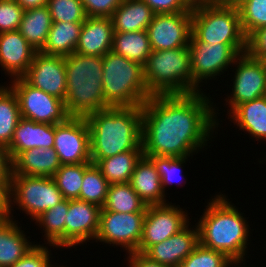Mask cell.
<instances>
[{"label":"cell","mask_w":266,"mask_h":267,"mask_svg":"<svg viewBox=\"0 0 266 267\" xmlns=\"http://www.w3.org/2000/svg\"><path fill=\"white\" fill-rule=\"evenodd\" d=\"M24 10L47 5L48 0H16Z\"/></svg>","instance_id":"cell-47"},{"label":"cell","mask_w":266,"mask_h":267,"mask_svg":"<svg viewBox=\"0 0 266 267\" xmlns=\"http://www.w3.org/2000/svg\"><path fill=\"white\" fill-rule=\"evenodd\" d=\"M188 157L190 156H149L157 168L164 192L166 187H168L167 185H172L174 182L178 181V178H182V175L179 172H181L182 164L186 162V159L188 160Z\"/></svg>","instance_id":"cell-39"},{"label":"cell","mask_w":266,"mask_h":267,"mask_svg":"<svg viewBox=\"0 0 266 267\" xmlns=\"http://www.w3.org/2000/svg\"><path fill=\"white\" fill-rule=\"evenodd\" d=\"M233 64L237 65V69L232 79V94L226 100L229 113L241 103L266 95V67L262 60L244 53Z\"/></svg>","instance_id":"cell-14"},{"label":"cell","mask_w":266,"mask_h":267,"mask_svg":"<svg viewBox=\"0 0 266 267\" xmlns=\"http://www.w3.org/2000/svg\"><path fill=\"white\" fill-rule=\"evenodd\" d=\"M83 22H53L43 48L45 55L68 56L75 52Z\"/></svg>","instance_id":"cell-27"},{"label":"cell","mask_w":266,"mask_h":267,"mask_svg":"<svg viewBox=\"0 0 266 267\" xmlns=\"http://www.w3.org/2000/svg\"><path fill=\"white\" fill-rule=\"evenodd\" d=\"M105 106L141 107L152 95L143 75V65L112 50L103 56Z\"/></svg>","instance_id":"cell-5"},{"label":"cell","mask_w":266,"mask_h":267,"mask_svg":"<svg viewBox=\"0 0 266 267\" xmlns=\"http://www.w3.org/2000/svg\"><path fill=\"white\" fill-rule=\"evenodd\" d=\"M188 46L152 50L143 65V75L151 95L191 94L193 81Z\"/></svg>","instance_id":"cell-6"},{"label":"cell","mask_w":266,"mask_h":267,"mask_svg":"<svg viewBox=\"0 0 266 267\" xmlns=\"http://www.w3.org/2000/svg\"><path fill=\"white\" fill-rule=\"evenodd\" d=\"M155 14L192 12L182 0H143Z\"/></svg>","instance_id":"cell-44"},{"label":"cell","mask_w":266,"mask_h":267,"mask_svg":"<svg viewBox=\"0 0 266 267\" xmlns=\"http://www.w3.org/2000/svg\"><path fill=\"white\" fill-rule=\"evenodd\" d=\"M61 164L54 148H32L12 161V173L25 176L53 177Z\"/></svg>","instance_id":"cell-23"},{"label":"cell","mask_w":266,"mask_h":267,"mask_svg":"<svg viewBox=\"0 0 266 267\" xmlns=\"http://www.w3.org/2000/svg\"><path fill=\"white\" fill-rule=\"evenodd\" d=\"M171 204L147 206L137 252L145 253L151 246L178 233L189 223L188 214Z\"/></svg>","instance_id":"cell-12"},{"label":"cell","mask_w":266,"mask_h":267,"mask_svg":"<svg viewBox=\"0 0 266 267\" xmlns=\"http://www.w3.org/2000/svg\"><path fill=\"white\" fill-rule=\"evenodd\" d=\"M53 22H84L87 15L81 0H48Z\"/></svg>","instance_id":"cell-37"},{"label":"cell","mask_w":266,"mask_h":267,"mask_svg":"<svg viewBox=\"0 0 266 267\" xmlns=\"http://www.w3.org/2000/svg\"><path fill=\"white\" fill-rule=\"evenodd\" d=\"M0 197H5V188L0 184Z\"/></svg>","instance_id":"cell-52"},{"label":"cell","mask_w":266,"mask_h":267,"mask_svg":"<svg viewBox=\"0 0 266 267\" xmlns=\"http://www.w3.org/2000/svg\"><path fill=\"white\" fill-rule=\"evenodd\" d=\"M5 197H0V218L5 214Z\"/></svg>","instance_id":"cell-50"},{"label":"cell","mask_w":266,"mask_h":267,"mask_svg":"<svg viewBox=\"0 0 266 267\" xmlns=\"http://www.w3.org/2000/svg\"><path fill=\"white\" fill-rule=\"evenodd\" d=\"M91 163L61 165L53 175L58 189L65 199H78L84 171Z\"/></svg>","instance_id":"cell-35"},{"label":"cell","mask_w":266,"mask_h":267,"mask_svg":"<svg viewBox=\"0 0 266 267\" xmlns=\"http://www.w3.org/2000/svg\"><path fill=\"white\" fill-rule=\"evenodd\" d=\"M225 195H216L197 222L199 243L224 253L230 260H244L249 225Z\"/></svg>","instance_id":"cell-3"},{"label":"cell","mask_w":266,"mask_h":267,"mask_svg":"<svg viewBox=\"0 0 266 267\" xmlns=\"http://www.w3.org/2000/svg\"><path fill=\"white\" fill-rule=\"evenodd\" d=\"M129 257L127 258L129 267H169L161 265L160 263L151 260L144 253L132 252L128 253Z\"/></svg>","instance_id":"cell-46"},{"label":"cell","mask_w":266,"mask_h":267,"mask_svg":"<svg viewBox=\"0 0 266 267\" xmlns=\"http://www.w3.org/2000/svg\"><path fill=\"white\" fill-rule=\"evenodd\" d=\"M113 24L109 17H87L83 22L75 52L101 56L112 50Z\"/></svg>","instance_id":"cell-21"},{"label":"cell","mask_w":266,"mask_h":267,"mask_svg":"<svg viewBox=\"0 0 266 267\" xmlns=\"http://www.w3.org/2000/svg\"><path fill=\"white\" fill-rule=\"evenodd\" d=\"M87 17H111L122 0H81Z\"/></svg>","instance_id":"cell-42"},{"label":"cell","mask_w":266,"mask_h":267,"mask_svg":"<svg viewBox=\"0 0 266 267\" xmlns=\"http://www.w3.org/2000/svg\"><path fill=\"white\" fill-rule=\"evenodd\" d=\"M189 225L190 223L168 239L151 246L144 254L161 265L178 267L199 244L197 225L192 230Z\"/></svg>","instance_id":"cell-18"},{"label":"cell","mask_w":266,"mask_h":267,"mask_svg":"<svg viewBox=\"0 0 266 267\" xmlns=\"http://www.w3.org/2000/svg\"><path fill=\"white\" fill-rule=\"evenodd\" d=\"M112 51L144 65L152 52L147 31L114 32Z\"/></svg>","instance_id":"cell-30"},{"label":"cell","mask_w":266,"mask_h":267,"mask_svg":"<svg viewBox=\"0 0 266 267\" xmlns=\"http://www.w3.org/2000/svg\"><path fill=\"white\" fill-rule=\"evenodd\" d=\"M129 183L147 206L166 204L161 178L149 157L143 155L137 162Z\"/></svg>","instance_id":"cell-22"},{"label":"cell","mask_w":266,"mask_h":267,"mask_svg":"<svg viewBox=\"0 0 266 267\" xmlns=\"http://www.w3.org/2000/svg\"><path fill=\"white\" fill-rule=\"evenodd\" d=\"M262 61H263L264 65H265V67H266V56L262 59Z\"/></svg>","instance_id":"cell-53"},{"label":"cell","mask_w":266,"mask_h":267,"mask_svg":"<svg viewBox=\"0 0 266 267\" xmlns=\"http://www.w3.org/2000/svg\"><path fill=\"white\" fill-rule=\"evenodd\" d=\"M37 52L19 30L0 33V66L11 79L27 73Z\"/></svg>","instance_id":"cell-19"},{"label":"cell","mask_w":266,"mask_h":267,"mask_svg":"<svg viewBox=\"0 0 266 267\" xmlns=\"http://www.w3.org/2000/svg\"><path fill=\"white\" fill-rule=\"evenodd\" d=\"M5 214H11L15 204L35 220L43 212L65 200L53 177L11 174L5 189ZM13 198V199H12ZM14 202V204H13Z\"/></svg>","instance_id":"cell-8"},{"label":"cell","mask_w":266,"mask_h":267,"mask_svg":"<svg viewBox=\"0 0 266 267\" xmlns=\"http://www.w3.org/2000/svg\"><path fill=\"white\" fill-rule=\"evenodd\" d=\"M52 23L47 5L27 9L23 12L19 32L39 52L46 42Z\"/></svg>","instance_id":"cell-28"},{"label":"cell","mask_w":266,"mask_h":267,"mask_svg":"<svg viewBox=\"0 0 266 267\" xmlns=\"http://www.w3.org/2000/svg\"><path fill=\"white\" fill-rule=\"evenodd\" d=\"M101 209L118 213L146 212L147 205L140 199L130 183L110 184Z\"/></svg>","instance_id":"cell-32"},{"label":"cell","mask_w":266,"mask_h":267,"mask_svg":"<svg viewBox=\"0 0 266 267\" xmlns=\"http://www.w3.org/2000/svg\"><path fill=\"white\" fill-rule=\"evenodd\" d=\"M17 224L6 214L0 218V267L12 266L36 245Z\"/></svg>","instance_id":"cell-24"},{"label":"cell","mask_w":266,"mask_h":267,"mask_svg":"<svg viewBox=\"0 0 266 267\" xmlns=\"http://www.w3.org/2000/svg\"><path fill=\"white\" fill-rule=\"evenodd\" d=\"M154 16L143 0H122L110 18L114 32H135L146 30Z\"/></svg>","instance_id":"cell-25"},{"label":"cell","mask_w":266,"mask_h":267,"mask_svg":"<svg viewBox=\"0 0 266 267\" xmlns=\"http://www.w3.org/2000/svg\"><path fill=\"white\" fill-rule=\"evenodd\" d=\"M109 185L96 164L91 163L84 171L78 199L102 208L106 200Z\"/></svg>","instance_id":"cell-34"},{"label":"cell","mask_w":266,"mask_h":267,"mask_svg":"<svg viewBox=\"0 0 266 267\" xmlns=\"http://www.w3.org/2000/svg\"><path fill=\"white\" fill-rule=\"evenodd\" d=\"M228 114L239 130L248 132L257 140H266V95L241 103Z\"/></svg>","instance_id":"cell-26"},{"label":"cell","mask_w":266,"mask_h":267,"mask_svg":"<svg viewBox=\"0 0 266 267\" xmlns=\"http://www.w3.org/2000/svg\"><path fill=\"white\" fill-rule=\"evenodd\" d=\"M55 125L20 118L7 148L11 162L23 151L32 148H53Z\"/></svg>","instance_id":"cell-20"},{"label":"cell","mask_w":266,"mask_h":267,"mask_svg":"<svg viewBox=\"0 0 266 267\" xmlns=\"http://www.w3.org/2000/svg\"><path fill=\"white\" fill-rule=\"evenodd\" d=\"M50 253L48 247L36 244L18 262L10 267H50Z\"/></svg>","instance_id":"cell-41"},{"label":"cell","mask_w":266,"mask_h":267,"mask_svg":"<svg viewBox=\"0 0 266 267\" xmlns=\"http://www.w3.org/2000/svg\"><path fill=\"white\" fill-rule=\"evenodd\" d=\"M242 31L247 38L253 31L266 26V0H240L236 4Z\"/></svg>","instance_id":"cell-36"},{"label":"cell","mask_w":266,"mask_h":267,"mask_svg":"<svg viewBox=\"0 0 266 267\" xmlns=\"http://www.w3.org/2000/svg\"><path fill=\"white\" fill-rule=\"evenodd\" d=\"M211 102L202 92L152 95L141 106L144 156L186 157L198 153L219 125V113Z\"/></svg>","instance_id":"cell-1"},{"label":"cell","mask_w":266,"mask_h":267,"mask_svg":"<svg viewBox=\"0 0 266 267\" xmlns=\"http://www.w3.org/2000/svg\"><path fill=\"white\" fill-rule=\"evenodd\" d=\"M101 207L79 199L69 200L65 218V248L95 240L100 221Z\"/></svg>","instance_id":"cell-17"},{"label":"cell","mask_w":266,"mask_h":267,"mask_svg":"<svg viewBox=\"0 0 266 267\" xmlns=\"http://www.w3.org/2000/svg\"><path fill=\"white\" fill-rule=\"evenodd\" d=\"M146 31L152 50L186 47L192 32V12L155 14Z\"/></svg>","instance_id":"cell-15"},{"label":"cell","mask_w":266,"mask_h":267,"mask_svg":"<svg viewBox=\"0 0 266 267\" xmlns=\"http://www.w3.org/2000/svg\"><path fill=\"white\" fill-rule=\"evenodd\" d=\"M11 83L9 87L18 98L22 118L56 125L70 117L63 100L33 87L23 77L12 79Z\"/></svg>","instance_id":"cell-9"},{"label":"cell","mask_w":266,"mask_h":267,"mask_svg":"<svg viewBox=\"0 0 266 267\" xmlns=\"http://www.w3.org/2000/svg\"><path fill=\"white\" fill-rule=\"evenodd\" d=\"M191 34L200 42L229 44L240 55L246 53L236 4L209 3L192 8Z\"/></svg>","instance_id":"cell-7"},{"label":"cell","mask_w":266,"mask_h":267,"mask_svg":"<svg viewBox=\"0 0 266 267\" xmlns=\"http://www.w3.org/2000/svg\"><path fill=\"white\" fill-rule=\"evenodd\" d=\"M20 118L16 94L9 86L0 85V145L9 147Z\"/></svg>","instance_id":"cell-33"},{"label":"cell","mask_w":266,"mask_h":267,"mask_svg":"<svg viewBox=\"0 0 266 267\" xmlns=\"http://www.w3.org/2000/svg\"><path fill=\"white\" fill-rule=\"evenodd\" d=\"M23 12L16 0H0V33L19 30Z\"/></svg>","instance_id":"cell-40"},{"label":"cell","mask_w":266,"mask_h":267,"mask_svg":"<svg viewBox=\"0 0 266 267\" xmlns=\"http://www.w3.org/2000/svg\"><path fill=\"white\" fill-rule=\"evenodd\" d=\"M210 3L218 4H237L240 0H209Z\"/></svg>","instance_id":"cell-49"},{"label":"cell","mask_w":266,"mask_h":267,"mask_svg":"<svg viewBox=\"0 0 266 267\" xmlns=\"http://www.w3.org/2000/svg\"><path fill=\"white\" fill-rule=\"evenodd\" d=\"M69 209V199L55 205L38 216L34 221L45 231L47 244L56 248L65 247V218Z\"/></svg>","instance_id":"cell-31"},{"label":"cell","mask_w":266,"mask_h":267,"mask_svg":"<svg viewBox=\"0 0 266 267\" xmlns=\"http://www.w3.org/2000/svg\"><path fill=\"white\" fill-rule=\"evenodd\" d=\"M23 78L33 87L65 100L67 78L64 56L37 52Z\"/></svg>","instance_id":"cell-16"},{"label":"cell","mask_w":266,"mask_h":267,"mask_svg":"<svg viewBox=\"0 0 266 267\" xmlns=\"http://www.w3.org/2000/svg\"><path fill=\"white\" fill-rule=\"evenodd\" d=\"M188 48L191 59L193 93L201 92L200 82L203 83V80L222 75L221 73L227 71L229 65L231 66L240 56L229 44L200 42L192 34Z\"/></svg>","instance_id":"cell-10"},{"label":"cell","mask_w":266,"mask_h":267,"mask_svg":"<svg viewBox=\"0 0 266 267\" xmlns=\"http://www.w3.org/2000/svg\"><path fill=\"white\" fill-rule=\"evenodd\" d=\"M53 148L61 165L92 163L86 118L69 117L65 122L56 124Z\"/></svg>","instance_id":"cell-13"},{"label":"cell","mask_w":266,"mask_h":267,"mask_svg":"<svg viewBox=\"0 0 266 267\" xmlns=\"http://www.w3.org/2000/svg\"><path fill=\"white\" fill-rule=\"evenodd\" d=\"M12 173V162L6 147L0 145V184L6 189Z\"/></svg>","instance_id":"cell-45"},{"label":"cell","mask_w":266,"mask_h":267,"mask_svg":"<svg viewBox=\"0 0 266 267\" xmlns=\"http://www.w3.org/2000/svg\"><path fill=\"white\" fill-rule=\"evenodd\" d=\"M143 150H131L96 163L109 184L129 183L137 162L143 156Z\"/></svg>","instance_id":"cell-29"},{"label":"cell","mask_w":266,"mask_h":267,"mask_svg":"<svg viewBox=\"0 0 266 267\" xmlns=\"http://www.w3.org/2000/svg\"><path fill=\"white\" fill-rule=\"evenodd\" d=\"M91 162L122 152L143 150L141 107H109L86 117Z\"/></svg>","instance_id":"cell-2"},{"label":"cell","mask_w":266,"mask_h":267,"mask_svg":"<svg viewBox=\"0 0 266 267\" xmlns=\"http://www.w3.org/2000/svg\"><path fill=\"white\" fill-rule=\"evenodd\" d=\"M146 212L118 213L101 209L96 242L109 243L136 252L142 237Z\"/></svg>","instance_id":"cell-11"},{"label":"cell","mask_w":266,"mask_h":267,"mask_svg":"<svg viewBox=\"0 0 266 267\" xmlns=\"http://www.w3.org/2000/svg\"><path fill=\"white\" fill-rule=\"evenodd\" d=\"M246 53L259 60L266 56V26L253 31L246 38Z\"/></svg>","instance_id":"cell-43"},{"label":"cell","mask_w":266,"mask_h":267,"mask_svg":"<svg viewBox=\"0 0 266 267\" xmlns=\"http://www.w3.org/2000/svg\"><path fill=\"white\" fill-rule=\"evenodd\" d=\"M182 1L191 9L210 3L209 0H182Z\"/></svg>","instance_id":"cell-48"},{"label":"cell","mask_w":266,"mask_h":267,"mask_svg":"<svg viewBox=\"0 0 266 267\" xmlns=\"http://www.w3.org/2000/svg\"><path fill=\"white\" fill-rule=\"evenodd\" d=\"M231 261L224 253L199 243L178 267H229Z\"/></svg>","instance_id":"cell-38"},{"label":"cell","mask_w":266,"mask_h":267,"mask_svg":"<svg viewBox=\"0 0 266 267\" xmlns=\"http://www.w3.org/2000/svg\"><path fill=\"white\" fill-rule=\"evenodd\" d=\"M66 111L70 117H84L104 110L103 57L74 52L65 56Z\"/></svg>","instance_id":"cell-4"},{"label":"cell","mask_w":266,"mask_h":267,"mask_svg":"<svg viewBox=\"0 0 266 267\" xmlns=\"http://www.w3.org/2000/svg\"><path fill=\"white\" fill-rule=\"evenodd\" d=\"M245 260H232L231 262H230V264H229V267H231L233 264H234V266L236 265V266H238V265H240L242 262H244ZM238 263H240V264H238ZM235 266V267H236ZM247 267V266H246Z\"/></svg>","instance_id":"cell-51"}]
</instances>
